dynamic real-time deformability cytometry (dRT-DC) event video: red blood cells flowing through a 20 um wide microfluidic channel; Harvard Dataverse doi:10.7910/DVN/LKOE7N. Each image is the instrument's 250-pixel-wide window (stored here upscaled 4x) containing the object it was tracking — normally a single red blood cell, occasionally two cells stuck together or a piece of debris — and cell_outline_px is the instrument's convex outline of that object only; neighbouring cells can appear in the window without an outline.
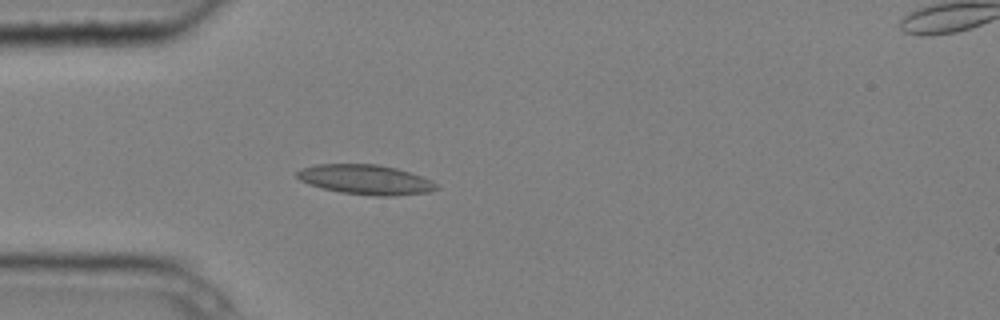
{"species": "common noctule bat (a hibernating species)", "species_latin": "Nyctalus noctula", "temperature_condition": "cold", "stored_images_in_passage": 5, "camera_frame_rate_fps": 3000, "um_per_image_px": 0.085, "animal": {"sex": "male", "body_mass_g": 20.4}, "frame": {"image": 1, "passage_image": 4, "time_ms": 1.0, "image_size_px": [1000, 320], "cell_outline_px": [[440, 188], [428, 192], [396, 196], [376, 196], [340, 192], [308, 184], [300, 180], [296, 176], [296, 172], [304, 168], [316, 164], [376, 164], [396, 168], [432, 180]], "centroid_in_image_um": [31.09, 15.27], "position_along_channel_um": 53.9, "area_um2": 24.04}}